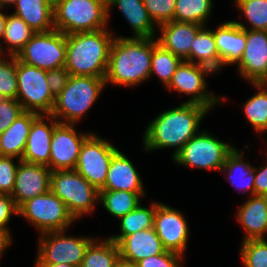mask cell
Returning a JSON list of instances; mask_svg holds the SVG:
<instances>
[{"instance_id":"obj_1","label":"cell","mask_w":267,"mask_h":267,"mask_svg":"<svg viewBox=\"0 0 267 267\" xmlns=\"http://www.w3.org/2000/svg\"><path fill=\"white\" fill-rule=\"evenodd\" d=\"M208 113H210L208 107L186 102L161 111L144 130L142 146L145 152L174 148L172 159L193 136L201 131L200 124Z\"/></svg>"},{"instance_id":"obj_2","label":"cell","mask_w":267,"mask_h":267,"mask_svg":"<svg viewBox=\"0 0 267 267\" xmlns=\"http://www.w3.org/2000/svg\"><path fill=\"white\" fill-rule=\"evenodd\" d=\"M153 38L115 36L109 52L106 85L137 87L150 79Z\"/></svg>"},{"instance_id":"obj_3","label":"cell","mask_w":267,"mask_h":267,"mask_svg":"<svg viewBox=\"0 0 267 267\" xmlns=\"http://www.w3.org/2000/svg\"><path fill=\"white\" fill-rule=\"evenodd\" d=\"M111 29L66 35L65 68L72 76L105 78L115 34Z\"/></svg>"},{"instance_id":"obj_4","label":"cell","mask_w":267,"mask_h":267,"mask_svg":"<svg viewBox=\"0 0 267 267\" xmlns=\"http://www.w3.org/2000/svg\"><path fill=\"white\" fill-rule=\"evenodd\" d=\"M105 87V78L70 75L65 88L55 98L50 115L60 123L77 124L96 103Z\"/></svg>"},{"instance_id":"obj_5","label":"cell","mask_w":267,"mask_h":267,"mask_svg":"<svg viewBox=\"0 0 267 267\" xmlns=\"http://www.w3.org/2000/svg\"><path fill=\"white\" fill-rule=\"evenodd\" d=\"M105 0H59L54 4V28L65 35L108 27Z\"/></svg>"},{"instance_id":"obj_6","label":"cell","mask_w":267,"mask_h":267,"mask_svg":"<svg viewBox=\"0 0 267 267\" xmlns=\"http://www.w3.org/2000/svg\"><path fill=\"white\" fill-rule=\"evenodd\" d=\"M50 190L64 202L76 221L92 214L99 202V190L75 169L52 171Z\"/></svg>"},{"instance_id":"obj_7","label":"cell","mask_w":267,"mask_h":267,"mask_svg":"<svg viewBox=\"0 0 267 267\" xmlns=\"http://www.w3.org/2000/svg\"><path fill=\"white\" fill-rule=\"evenodd\" d=\"M235 147L221 141L207 130L193 136L172 158L178 166L220 171Z\"/></svg>"},{"instance_id":"obj_8","label":"cell","mask_w":267,"mask_h":267,"mask_svg":"<svg viewBox=\"0 0 267 267\" xmlns=\"http://www.w3.org/2000/svg\"><path fill=\"white\" fill-rule=\"evenodd\" d=\"M18 216L29 221L39 234L68 230L76 221L64 202L51 190L24 202L18 208Z\"/></svg>"},{"instance_id":"obj_9","label":"cell","mask_w":267,"mask_h":267,"mask_svg":"<svg viewBox=\"0 0 267 267\" xmlns=\"http://www.w3.org/2000/svg\"><path fill=\"white\" fill-rule=\"evenodd\" d=\"M67 230L39 234L35 264H70L80 267L85 251L95 237L67 236Z\"/></svg>"},{"instance_id":"obj_10","label":"cell","mask_w":267,"mask_h":267,"mask_svg":"<svg viewBox=\"0 0 267 267\" xmlns=\"http://www.w3.org/2000/svg\"><path fill=\"white\" fill-rule=\"evenodd\" d=\"M47 70L17 60V100L24 111L49 115L55 103L46 81Z\"/></svg>"},{"instance_id":"obj_11","label":"cell","mask_w":267,"mask_h":267,"mask_svg":"<svg viewBox=\"0 0 267 267\" xmlns=\"http://www.w3.org/2000/svg\"><path fill=\"white\" fill-rule=\"evenodd\" d=\"M15 57L21 62L44 70L64 67L66 35L56 29L37 32Z\"/></svg>"},{"instance_id":"obj_12","label":"cell","mask_w":267,"mask_h":267,"mask_svg":"<svg viewBox=\"0 0 267 267\" xmlns=\"http://www.w3.org/2000/svg\"><path fill=\"white\" fill-rule=\"evenodd\" d=\"M213 74L215 73L205 66L183 60L165 88L189 96L186 103L199 104L212 110L215 105L227 100L226 97L216 96L207 90L208 83L205 76Z\"/></svg>"},{"instance_id":"obj_13","label":"cell","mask_w":267,"mask_h":267,"mask_svg":"<svg viewBox=\"0 0 267 267\" xmlns=\"http://www.w3.org/2000/svg\"><path fill=\"white\" fill-rule=\"evenodd\" d=\"M118 150L111 142L92 133L82 144L75 170L100 190L106 182L112 157Z\"/></svg>"},{"instance_id":"obj_14","label":"cell","mask_w":267,"mask_h":267,"mask_svg":"<svg viewBox=\"0 0 267 267\" xmlns=\"http://www.w3.org/2000/svg\"><path fill=\"white\" fill-rule=\"evenodd\" d=\"M76 124L58 123L53 130L50 144L49 168L51 171L75 169L84 141L92 132L78 133Z\"/></svg>"},{"instance_id":"obj_15","label":"cell","mask_w":267,"mask_h":267,"mask_svg":"<svg viewBox=\"0 0 267 267\" xmlns=\"http://www.w3.org/2000/svg\"><path fill=\"white\" fill-rule=\"evenodd\" d=\"M184 213L159 201L154 216V229L164 248L185 257L190 228Z\"/></svg>"},{"instance_id":"obj_16","label":"cell","mask_w":267,"mask_h":267,"mask_svg":"<svg viewBox=\"0 0 267 267\" xmlns=\"http://www.w3.org/2000/svg\"><path fill=\"white\" fill-rule=\"evenodd\" d=\"M247 83H267V31L246 30V46L235 65Z\"/></svg>"},{"instance_id":"obj_17","label":"cell","mask_w":267,"mask_h":267,"mask_svg":"<svg viewBox=\"0 0 267 267\" xmlns=\"http://www.w3.org/2000/svg\"><path fill=\"white\" fill-rule=\"evenodd\" d=\"M52 171L46 165L20 160L15 186L10 195L17 208L24 202L50 191Z\"/></svg>"},{"instance_id":"obj_18","label":"cell","mask_w":267,"mask_h":267,"mask_svg":"<svg viewBox=\"0 0 267 267\" xmlns=\"http://www.w3.org/2000/svg\"><path fill=\"white\" fill-rule=\"evenodd\" d=\"M58 123L50 114H40L32 122L21 160L49 167L51 138Z\"/></svg>"},{"instance_id":"obj_19","label":"cell","mask_w":267,"mask_h":267,"mask_svg":"<svg viewBox=\"0 0 267 267\" xmlns=\"http://www.w3.org/2000/svg\"><path fill=\"white\" fill-rule=\"evenodd\" d=\"M202 27V25L196 23L173 20L158 26L157 31L161 34L156 39L163 48L182 60L190 62V48Z\"/></svg>"},{"instance_id":"obj_20","label":"cell","mask_w":267,"mask_h":267,"mask_svg":"<svg viewBox=\"0 0 267 267\" xmlns=\"http://www.w3.org/2000/svg\"><path fill=\"white\" fill-rule=\"evenodd\" d=\"M213 34L220 58V70L227 65L237 64L245 50L246 29L238 26L234 20H230L221 23L213 30Z\"/></svg>"},{"instance_id":"obj_21","label":"cell","mask_w":267,"mask_h":267,"mask_svg":"<svg viewBox=\"0 0 267 267\" xmlns=\"http://www.w3.org/2000/svg\"><path fill=\"white\" fill-rule=\"evenodd\" d=\"M100 190H125L139 193L145 197V188L142 178L132 161L118 150L112 157L107 179Z\"/></svg>"},{"instance_id":"obj_22","label":"cell","mask_w":267,"mask_h":267,"mask_svg":"<svg viewBox=\"0 0 267 267\" xmlns=\"http://www.w3.org/2000/svg\"><path fill=\"white\" fill-rule=\"evenodd\" d=\"M239 206L236 216L244 230L242 241L265 239L267 236V196H250Z\"/></svg>"},{"instance_id":"obj_23","label":"cell","mask_w":267,"mask_h":267,"mask_svg":"<svg viewBox=\"0 0 267 267\" xmlns=\"http://www.w3.org/2000/svg\"><path fill=\"white\" fill-rule=\"evenodd\" d=\"M118 246L120 257L134 263L167 251L154 227L125 236Z\"/></svg>"},{"instance_id":"obj_24","label":"cell","mask_w":267,"mask_h":267,"mask_svg":"<svg viewBox=\"0 0 267 267\" xmlns=\"http://www.w3.org/2000/svg\"><path fill=\"white\" fill-rule=\"evenodd\" d=\"M107 6L108 21L111 9L117 6L133 31L131 38L156 37L157 26L151 20L142 0H108Z\"/></svg>"},{"instance_id":"obj_25","label":"cell","mask_w":267,"mask_h":267,"mask_svg":"<svg viewBox=\"0 0 267 267\" xmlns=\"http://www.w3.org/2000/svg\"><path fill=\"white\" fill-rule=\"evenodd\" d=\"M39 115L32 111H24L0 134V156L22 159L32 122Z\"/></svg>"},{"instance_id":"obj_26","label":"cell","mask_w":267,"mask_h":267,"mask_svg":"<svg viewBox=\"0 0 267 267\" xmlns=\"http://www.w3.org/2000/svg\"><path fill=\"white\" fill-rule=\"evenodd\" d=\"M238 147H235L226 157V161L221 168V173L228 174L224 177L231 185L235 186L240 193H246L249 196L255 195V173L254 168L249 161L244 159L245 153L240 152Z\"/></svg>"},{"instance_id":"obj_27","label":"cell","mask_w":267,"mask_h":267,"mask_svg":"<svg viewBox=\"0 0 267 267\" xmlns=\"http://www.w3.org/2000/svg\"><path fill=\"white\" fill-rule=\"evenodd\" d=\"M15 14L35 33L54 30V5L48 0H17Z\"/></svg>"},{"instance_id":"obj_28","label":"cell","mask_w":267,"mask_h":267,"mask_svg":"<svg viewBox=\"0 0 267 267\" xmlns=\"http://www.w3.org/2000/svg\"><path fill=\"white\" fill-rule=\"evenodd\" d=\"M190 62L209 68L215 74L220 72V58L216 48L213 29L203 26L190 48Z\"/></svg>"},{"instance_id":"obj_29","label":"cell","mask_w":267,"mask_h":267,"mask_svg":"<svg viewBox=\"0 0 267 267\" xmlns=\"http://www.w3.org/2000/svg\"><path fill=\"white\" fill-rule=\"evenodd\" d=\"M158 203V201H153L148 208L140 203L134 210L119 219L120 233L108 237L118 244L127 235L154 227V216Z\"/></svg>"},{"instance_id":"obj_30","label":"cell","mask_w":267,"mask_h":267,"mask_svg":"<svg viewBox=\"0 0 267 267\" xmlns=\"http://www.w3.org/2000/svg\"><path fill=\"white\" fill-rule=\"evenodd\" d=\"M120 258L119 246L109 237L95 238L87 247L80 267H115Z\"/></svg>"},{"instance_id":"obj_31","label":"cell","mask_w":267,"mask_h":267,"mask_svg":"<svg viewBox=\"0 0 267 267\" xmlns=\"http://www.w3.org/2000/svg\"><path fill=\"white\" fill-rule=\"evenodd\" d=\"M257 92L243 106V113L252 128L259 134L267 133V83H250Z\"/></svg>"},{"instance_id":"obj_32","label":"cell","mask_w":267,"mask_h":267,"mask_svg":"<svg viewBox=\"0 0 267 267\" xmlns=\"http://www.w3.org/2000/svg\"><path fill=\"white\" fill-rule=\"evenodd\" d=\"M142 196L125 190H99V204L117 219L134 210L141 202Z\"/></svg>"},{"instance_id":"obj_33","label":"cell","mask_w":267,"mask_h":267,"mask_svg":"<svg viewBox=\"0 0 267 267\" xmlns=\"http://www.w3.org/2000/svg\"><path fill=\"white\" fill-rule=\"evenodd\" d=\"M182 61L180 57L158 44L156 37L153 38L150 77L155 74L163 87H167Z\"/></svg>"},{"instance_id":"obj_34","label":"cell","mask_w":267,"mask_h":267,"mask_svg":"<svg viewBox=\"0 0 267 267\" xmlns=\"http://www.w3.org/2000/svg\"><path fill=\"white\" fill-rule=\"evenodd\" d=\"M34 34L35 32L20 17L7 13L3 36V41L8 46L5 54L16 56Z\"/></svg>"},{"instance_id":"obj_35","label":"cell","mask_w":267,"mask_h":267,"mask_svg":"<svg viewBox=\"0 0 267 267\" xmlns=\"http://www.w3.org/2000/svg\"><path fill=\"white\" fill-rule=\"evenodd\" d=\"M213 0H176L174 20L205 26L212 16Z\"/></svg>"},{"instance_id":"obj_36","label":"cell","mask_w":267,"mask_h":267,"mask_svg":"<svg viewBox=\"0 0 267 267\" xmlns=\"http://www.w3.org/2000/svg\"><path fill=\"white\" fill-rule=\"evenodd\" d=\"M234 2L235 7L250 25L246 26L248 24L235 20L238 26L246 30L267 31V0H234Z\"/></svg>"},{"instance_id":"obj_37","label":"cell","mask_w":267,"mask_h":267,"mask_svg":"<svg viewBox=\"0 0 267 267\" xmlns=\"http://www.w3.org/2000/svg\"><path fill=\"white\" fill-rule=\"evenodd\" d=\"M17 58L0 55V94L5 98L17 99Z\"/></svg>"},{"instance_id":"obj_38","label":"cell","mask_w":267,"mask_h":267,"mask_svg":"<svg viewBox=\"0 0 267 267\" xmlns=\"http://www.w3.org/2000/svg\"><path fill=\"white\" fill-rule=\"evenodd\" d=\"M240 256L244 267H267V239L242 241Z\"/></svg>"},{"instance_id":"obj_39","label":"cell","mask_w":267,"mask_h":267,"mask_svg":"<svg viewBox=\"0 0 267 267\" xmlns=\"http://www.w3.org/2000/svg\"><path fill=\"white\" fill-rule=\"evenodd\" d=\"M145 8L158 27L174 20L176 0H142Z\"/></svg>"},{"instance_id":"obj_40","label":"cell","mask_w":267,"mask_h":267,"mask_svg":"<svg viewBox=\"0 0 267 267\" xmlns=\"http://www.w3.org/2000/svg\"><path fill=\"white\" fill-rule=\"evenodd\" d=\"M19 162L20 159L13 156H0V193L12 194Z\"/></svg>"},{"instance_id":"obj_41","label":"cell","mask_w":267,"mask_h":267,"mask_svg":"<svg viewBox=\"0 0 267 267\" xmlns=\"http://www.w3.org/2000/svg\"><path fill=\"white\" fill-rule=\"evenodd\" d=\"M185 257L166 251L165 253L149 256L137 262L138 267H184L182 265Z\"/></svg>"},{"instance_id":"obj_42","label":"cell","mask_w":267,"mask_h":267,"mask_svg":"<svg viewBox=\"0 0 267 267\" xmlns=\"http://www.w3.org/2000/svg\"><path fill=\"white\" fill-rule=\"evenodd\" d=\"M24 112L17 99L4 98L0 102V134L3 133Z\"/></svg>"},{"instance_id":"obj_43","label":"cell","mask_w":267,"mask_h":267,"mask_svg":"<svg viewBox=\"0 0 267 267\" xmlns=\"http://www.w3.org/2000/svg\"><path fill=\"white\" fill-rule=\"evenodd\" d=\"M70 74L65 67L47 70L46 81L52 95L56 98L65 88Z\"/></svg>"},{"instance_id":"obj_44","label":"cell","mask_w":267,"mask_h":267,"mask_svg":"<svg viewBox=\"0 0 267 267\" xmlns=\"http://www.w3.org/2000/svg\"><path fill=\"white\" fill-rule=\"evenodd\" d=\"M12 215L18 216V208L13 198L9 194L0 193V227L9 232L8 223L11 221Z\"/></svg>"},{"instance_id":"obj_45","label":"cell","mask_w":267,"mask_h":267,"mask_svg":"<svg viewBox=\"0 0 267 267\" xmlns=\"http://www.w3.org/2000/svg\"><path fill=\"white\" fill-rule=\"evenodd\" d=\"M265 163L263 166L254 168L256 196H267V160Z\"/></svg>"},{"instance_id":"obj_46","label":"cell","mask_w":267,"mask_h":267,"mask_svg":"<svg viewBox=\"0 0 267 267\" xmlns=\"http://www.w3.org/2000/svg\"><path fill=\"white\" fill-rule=\"evenodd\" d=\"M12 242L11 233L7 229L0 227V257L11 246Z\"/></svg>"},{"instance_id":"obj_47","label":"cell","mask_w":267,"mask_h":267,"mask_svg":"<svg viewBox=\"0 0 267 267\" xmlns=\"http://www.w3.org/2000/svg\"><path fill=\"white\" fill-rule=\"evenodd\" d=\"M0 8V39H3L7 14ZM5 47L0 43V55H5Z\"/></svg>"},{"instance_id":"obj_48","label":"cell","mask_w":267,"mask_h":267,"mask_svg":"<svg viewBox=\"0 0 267 267\" xmlns=\"http://www.w3.org/2000/svg\"><path fill=\"white\" fill-rule=\"evenodd\" d=\"M115 267H138L137 263L122 259L121 257L117 260Z\"/></svg>"},{"instance_id":"obj_49","label":"cell","mask_w":267,"mask_h":267,"mask_svg":"<svg viewBox=\"0 0 267 267\" xmlns=\"http://www.w3.org/2000/svg\"><path fill=\"white\" fill-rule=\"evenodd\" d=\"M34 267H76L70 264H35Z\"/></svg>"},{"instance_id":"obj_50","label":"cell","mask_w":267,"mask_h":267,"mask_svg":"<svg viewBox=\"0 0 267 267\" xmlns=\"http://www.w3.org/2000/svg\"><path fill=\"white\" fill-rule=\"evenodd\" d=\"M17 0H0V8L5 9V7L14 6ZM8 5V6H7Z\"/></svg>"},{"instance_id":"obj_51","label":"cell","mask_w":267,"mask_h":267,"mask_svg":"<svg viewBox=\"0 0 267 267\" xmlns=\"http://www.w3.org/2000/svg\"><path fill=\"white\" fill-rule=\"evenodd\" d=\"M48 1H50L54 5L59 0H48Z\"/></svg>"},{"instance_id":"obj_52","label":"cell","mask_w":267,"mask_h":267,"mask_svg":"<svg viewBox=\"0 0 267 267\" xmlns=\"http://www.w3.org/2000/svg\"><path fill=\"white\" fill-rule=\"evenodd\" d=\"M5 97H3L1 94H0V102H2L4 100Z\"/></svg>"}]
</instances>
